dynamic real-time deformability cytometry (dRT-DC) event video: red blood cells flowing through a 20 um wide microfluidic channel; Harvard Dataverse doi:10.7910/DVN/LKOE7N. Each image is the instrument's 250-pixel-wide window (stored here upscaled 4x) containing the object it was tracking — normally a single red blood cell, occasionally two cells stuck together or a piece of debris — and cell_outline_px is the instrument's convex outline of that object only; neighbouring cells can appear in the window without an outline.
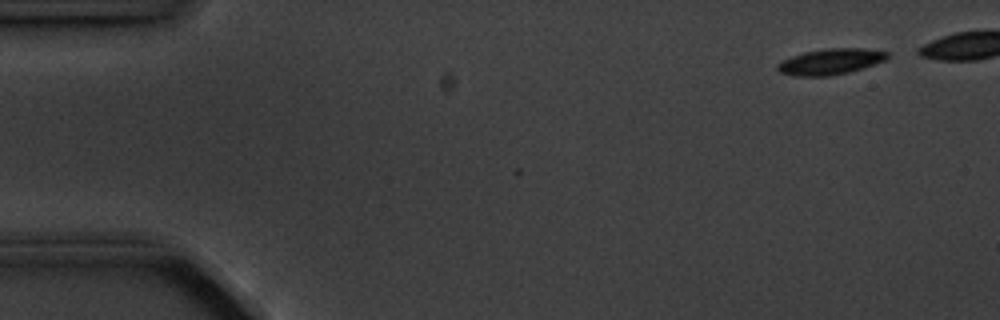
{"species": "common noctule bat (a hibernating species)", "species_latin": "Nyctalus noctula", "temperature_condition": "cold", "stored_images_in_passage": 5, "camera_frame_rate_fps": 3000, "um_per_image_px": 0.085, "animal": {"sex": "male", "body_mass_g": 20.1, "forearm_length_mm": 53.5}, "frame": {"image": 1, "passage_image": 1, "time_ms": 0.0, "image_size_px": [1000, 320], "cell_outline_px": [[892, 52], [884, 60], [848, 72], [828, 76], [796, 76], [780, 72], [776, 68], [776, 64], [792, 56], [804, 52], [824, 48], [864, 48]], "centroid_in_image_um": [70.58, 5.22], "position_along_channel_um": 14.4, "area_um2": 16.42}}